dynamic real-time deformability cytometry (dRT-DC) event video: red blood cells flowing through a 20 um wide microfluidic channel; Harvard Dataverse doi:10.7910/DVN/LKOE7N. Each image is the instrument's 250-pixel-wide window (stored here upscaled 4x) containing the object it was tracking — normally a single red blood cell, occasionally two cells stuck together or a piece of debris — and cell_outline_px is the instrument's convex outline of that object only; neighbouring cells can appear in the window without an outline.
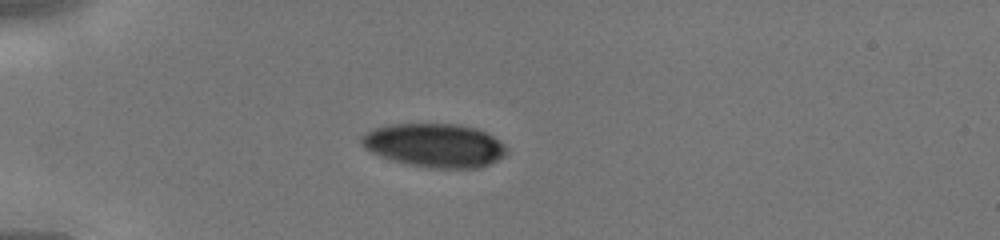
{"species": "human", "species_latin": "Homo sapiens", "temperature_condition": "cold", "stored_images_in_passage": 33, "camera_frame_rate_fps": 3000, "um_per_image_px": 0.085, "donor": {"sex": "male"}, "frame": {"image": 1, "passage_image": 1, "time_ms": 0.0, "image_size_px": [1000, 240], "cell_outline_px": [[508, 152], [504, 156], [480, 168], [432, 168], [408, 164], [380, 156], [364, 148], [360, 140], [360, 136], [364, 132], [372, 128], [388, 124], [456, 124], [476, 128], [492, 136], [504, 144]], "centroid_in_image_um": [36.91, 12.34], "position_along_channel_um": 48.1, "area_um2": 36.93}}
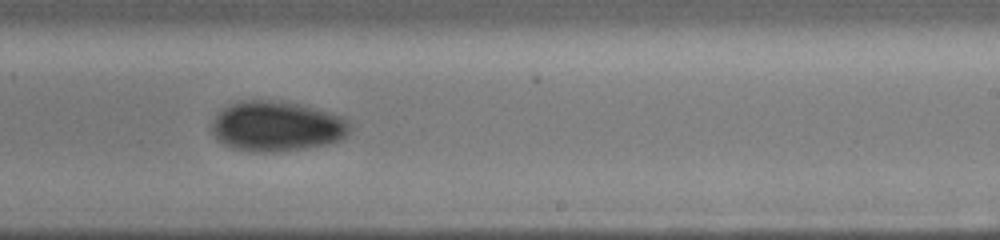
{"frame": {"image": 2, "passage_image": 17, "time_ms": 5.333, "image_size_px": [1000, 240], "cell_outline_px": [[352, 128], [340, 140], [328, 144], [304, 148], [276, 152], [264, 152], [232, 148], [224, 144], [212, 132], [212, 120], [228, 104], [240, 100], [272, 100], [300, 104], [344, 116], [352, 124]], "centroid_in_image_um": [23.56, 10.72], "position_along_channel_um": 265.4, "area_um2": 40.4}}
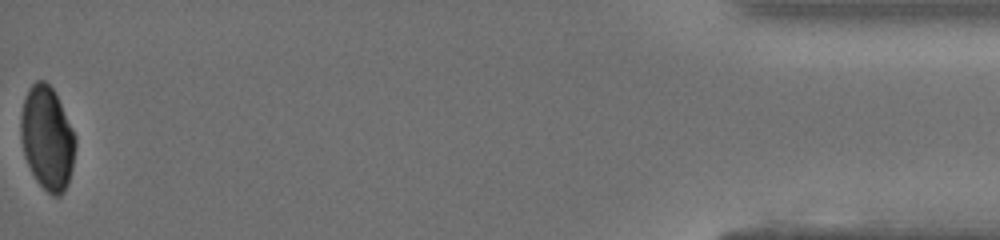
{"frame": {"image": 3, "passage_image": 33, "time_ms": 10.667, "image_size_px": [1000, 240], "cell_outline_px": [[76, 144], [72, 168], [68, 184], [64, 192], [60, 196], [52, 196], [36, 180], [24, 156], [20, 136], [20, 116], [24, 100], [28, 88], [36, 80], [44, 80], [52, 88], [76, 136]], "centroid_in_image_um": [4.0, 11.76], "position_along_channel_um": 431.2, "area_um2": 32.89}}